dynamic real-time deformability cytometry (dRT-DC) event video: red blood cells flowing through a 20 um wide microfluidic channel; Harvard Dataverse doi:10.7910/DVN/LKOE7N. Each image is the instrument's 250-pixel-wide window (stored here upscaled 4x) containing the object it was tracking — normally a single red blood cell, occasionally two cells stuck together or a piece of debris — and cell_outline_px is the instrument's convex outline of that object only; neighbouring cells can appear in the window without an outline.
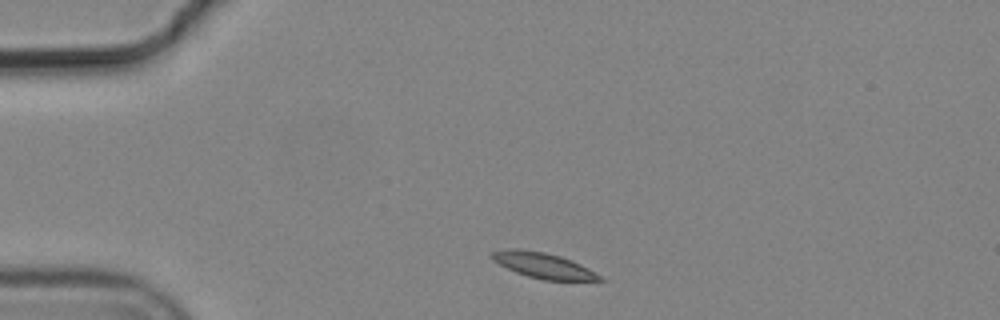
{"species": "common noctule bat (a hibernating species)", "species_latin": "Nyctalus noctula", "temperature_condition": "cold", "stored_images_in_passage": 3, "camera_frame_rate_fps": 3000, "um_per_image_px": 0.085, "animal": {"sex": "male", "body_mass_g": 19.2, "forearm_length_mm": 51.8}, "frame": {"image": 1, "passage_image": 1, "time_ms": 0.0, "image_size_px": [1000, 320], "cell_outline_px": [[604, 280], [544, 280], [528, 276], [516, 272], [492, 260], [488, 256], [492, 252], [508, 248], [520, 248], [544, 252], [560, 256], [580, 264], [588, 268], [600, 276]], "centroid_in_image_um": [46.11, 22.54], "position_along_channel_um": 38.9, "area_um2": 15.84}}
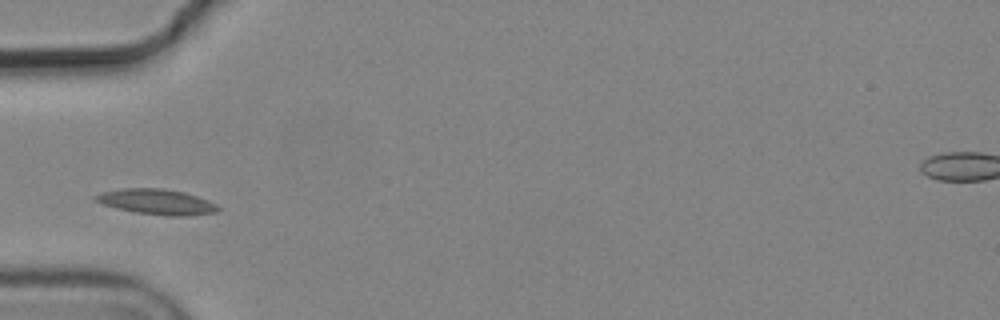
{"frame": {"image": 2, "passage_image": 2, "time_ms": 0.333, "image_size_px": [1000, 320], "cell_outline_px": [[220, 208], [216, 212], [188, 216], [168, 216], [136, 212], [116, 208], [92, 200], [92, 196], [104, 192], [124, 188], [160, 188], [184, 192], [208, 200], [216, 204]], "centroid_in_image_um": [13.31, 17.16], "position_along_channel_um": 71.7, "area_um2": 18.03}}
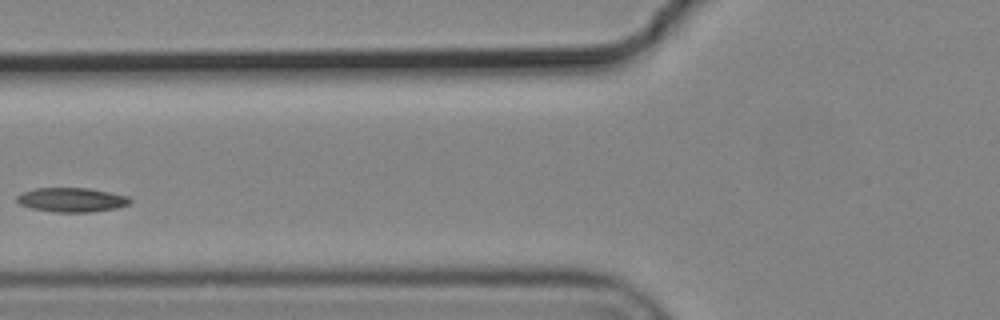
{"frame": {"image": 3, "passage_image": 3, "time_ms": 0.667, "image_size_px": [1000, 320], "cell_outline_px": [[132, 200], [128, 204], [116, 208], [92, 212], [52, 212], [32, 208], [20, 204], [16, 200], [16, 196], [24, 192], [36, 188], [88, 188], [128, 196]], "centroid_in_image_um": [6.09, 16.99], "position_along_channel_um": 119.7, "area_um2": 15.9}}